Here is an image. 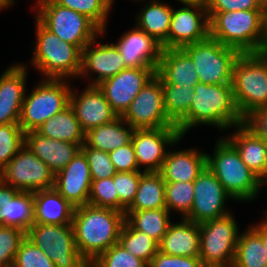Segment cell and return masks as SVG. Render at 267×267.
<instances>
[{
  "label": "cell",
  "mask_w": 267,
  "mask_h": 267,
  "mask_svg": "<svg viewBox=\"0 0 267 267\" xmlns=\"http://www.w3.org/2000/svg\"><path fill=\"white\" fill-rule=\"evenodd\" d=\"M69 104L85 133L118 117L97 85H87L80 94L72 86Z\"/></svg>",
  "instance_id": "obj_19"
},
{
  "label": "cell",
  "mask_w": 267,
  "mask_h": 267,
  "mask_svg": "<svg viewBox=\"0 0 267 267\" xmlns=\"http://www.w3.org/2000/svg\"><path fill=\"white\" fill-rule=\"evenodd\" d=\"M194 90L195 96L188 110V132L198 125H211L225 134V131H229L233 126L243 123L231 84L198 82Z\"/></svg>",
  "instance_id": "obj_3"
},
{
  "label": "cell",
  "mask_w": 267,
  "mask_h": 267,
  "mask_svg": "<svg viewBox=\"0 0 267 267\" xmlns=\"http://www.w3.org/2000/svg\"><path fill=\"white\" fill-rule=\"evenodd\" d=\"M267 10L264 0H209L207 12Z\"/></svg>",
  "instance_id": "obj_47"
},
{
  "label": "cell",
  "mask_w": 267,
  "mask_h": 267,
  "mask_svg": "<svg viewBox=\"0 0 267 267\" xmlns=\"http://www.w3.org/2000/svg\"><path fill=\"white\" fill-rule=\"evenodd\" d=\"M144 172H117L113 182L118 193V210L125 213L135 199L140 178Z\"/></svg>",
  "instance_id": "obj_41"
},
{
  "label": "cell",
  "mask_w": 267,
  "mask_h": 267,
  "mask_svg": "<svg viewBox=\"0 0 267 267\" xmlns=\"http://www.w3.org/2000/svg\"><path fill=\"white\" fill-rule=\"evenodd\" d=\"M83 267H98V266L93 262H87Z\"/></svg>",
  "instance_id": "obj_57"
},
{
  "label": "cell",
  "mask_w": 267,
  "mask_h": 267,
  "mask_svg": "<svg viewBox=\"0 0 267 267\" xmlns=\"http://www.w3.org/2000/svg\"><path fill=\"white\" fill-rule=\"evenodd\" d=\"M259 224H251L250 226L260 235L265 250H266V255L265 258L267 259V222L265 220H262L258 222Z\"/></svg>",
  "instance_id": "obj_52"
},
{
  "label": "cell",
  "mask_w": 267,
  "mask_h": 267,
  "mask_svg": "<svg viewBox=\"0 0 267 267\" xmlns=\"http://www.w3.org/2000/svg\"><path fill=\"white\" fill-rule=\"evenodd\" d=\"M113 44L122 54L126 68L158 67L159 65L161 44L137 26L125 32Z\"/></svg>",
  "instance_id": "obj_21"
},
{
  "label": "cell",
  "mask_w": 267,
  "mask_h": 267,
  "mask_svg": "<svg viewBox=\"0 0 267 267\" xmlns=\"http://www.w3.org/2000/svg\"><path fill=\"white\" fill-rule=\"evenodd\" d=\"M43 78L25 98L19 125L24 133L36 131L44 122L69 105L71 80ZM69 82V83H68Z\"/></svg>",
  "instance_id": "obj_7"
},
{
  "label": "cell",
  "mask_w": 267,
  "mask_h": 267,
  "mask_svg": "<svg viewBox=\"0 0 267 267\" xmlns=\"http://www.w3.org/2000/svg\"><path fill=\"white\" fill-rule=\"evenodd\" d=\"M34 223L48 225L72 224L75 207L54 187L33 192Z\"/></svg>",
  "instance_id": "obj_28"
},
{
  "label": "cell",
  "mask_w": 267,
  "mask_h": 267,
  "mask_svg": "<svg viewBox=\"0 0 267 267\" xmlns=\"http://www.w3.org/2000/svg\"><path fill=\"white\" fill-rule=\"evenodd\" d=\"M36 132L58 141L75 144L85 143V132L82 129L70 104L61 112L44 122Z\"/></svg>",
  "instance_id": "obj_31"
},
{
  "label": "cell",
  "mask_w": 267,
  "mask_h": 267,
  "mask_svg": "<svg viewBox=\"0 0 267 267\" xmlns=\"http://www.w3.org/2000/svg\"><path fill=\"white\" fill-rule=\"evenodd\" d=\"M55 174L26 145L0 171V180L21 191L36 192L54 187Z\"/></svg>",
  "instance_id": "obj_12"
},
{
  "label": "cell",
  "mask_w": 267,
  "mask_h": 267,
  "mask_svg": "<svg viewBox=\"0 0 267 267\" xmlns=\"http://www.w3.org/2000/svg\"><path fill=\"white\" fill-rule=\"evenodd\" d=\"M34 224L33 192H19L9 199L7 226L17 227L26 233Z\"/></svg>",
  "instance_id": "obj_37"
},
{
  "label": "cell",
  "mask_w": 267,
  "mask_h": 267,
  "mask_svg": "<svg viewBox=\"0 0 267 267\" xmlns=\"http://www.w3.org/2000/svg\"><path fill=\"white\" fill-rule=\"evenodd\" d=\"M25 145V133L19 123L0 125V171Z\"/></svg>",
  "instance_id": "obj_40"
},
{
  "label": "cell",
  "mask_w": 267,
  "mask_h": 267,
  "mask_svg": "<svg viewBox=\"0 0 267 267\" xmlns=\"http://www.w3.org/2000/svg\"><path fill=\"white\" fill-rule=\"evenodd\" d=\"M265 252L260 235L249 226L239 234L232 267H267Z\"/></svg>",
  "instance_id": "obj_34"
},
{
  "label": "cell",
  "mask_w": 267,
  "mask_h": 267,
  "mask_svg": "<svg viewBox=\"0 0 267 267\" xmlns=\"http://www.w3.org/2000/svg\"><path fill=\"white\" fill-rule=\"evenodd\" d=\"M232 89L236 107L244 117L267 106V53H240L233 64Z\"/></svg>",
  "instance_id": "obj_6"
},
{
  "label": "cell",
  "mask_w": 267,
  "mask_h": 267,
  "mask_svg": "<svg viewBox=\"0 0 267 267\" xmlns=\"http://www.w3.org/2000/svg\"><path fill=\"white\" fill-rule=\"evenodd\" d=\"M81 150L87 157L92 180H100L113 177L117 171L110 160L109 152L88 147L85 143Z\"/></svg>",
  "instance_id": "obj_46"
},
{
  "label": "cell",
  "mask_w": 267,
  "mask_h": 267,
  "mask_svg": "<svg viewBox=\"0 0 267 267\" xmlns=\"http://www.w3.org/2000/svg\"><path fill=\"white\" fill-rule=\"evenodd\" d=\"M184 6H199L207 8L209 0H176Z\"/></svg>",
  "instance_id": "obj_53"
},
{
  "label": "cell",
  "mask_w": 267,
  "mask_h": 267,
  "mask_svg": "<svg viewBox=\"0 0 267 267\" xmlns=\"http://www.w3.org/2000/svg\"><path fill=\"white\" fill-rule=\"evenodd\" d=\"M35 11V17L48 30L81 50L96 37L102 36V30L87 16L54 1L40 5Z\"/></svg>",
  "instance_id": "obj_9"
},
{
  "label": "cell",
  "mask_w": 267,
  "mask_h": 267,
  "mask_svg": "<svg viewBox=\"0 0 267 267\" xmlns=\"http://www.w3.org/2000/svg\"><path fill=\"white\" fill-rule=\"evenodd\" d=\"M98 267H148V264L126 251L118 243L101 253L94 261Z\"/></svg>",
  "instance_id": "obj_43"
},
{
  "label": "cell",
  "mask_w": 267,
  "mask_h": 267,
  "mask_svg": "<svg viewBox=\"0 0 267 267\" xmlns=\"http://www.w3.org/2000/svg\"><path fill=\"white\" fill-rule=\"evenodd\" d=\"M111 6H113V2L115 1V0H106ZM131 1H134V2H140V3H142L144 0H131ZM142 1V2H141Z\"/></svg>",
  "instance_id": "obj_56"
},
{
  "label": "cell",
  "mask_w": 267,
  "mask_h": 267,
  "mask_svg": "<svg viewBox=\"0 0 267 267\" xmlns=\"http://www.w3.org/2000/svg\"><path fill=\"white\" fill-rule=\"evenodd\" d=\"M230 199L234 200L206 166L194 180V202L184 218L200 224L224 217L231 213L225 208Z\"/></svg>",
  "instance_id": "obj_15"
},
{
  "label": "cell",
  "mask_w": 267,
  "mask_h": 267,
  "mask_svg": "<svg viewBox=\"0 0 267 267\" xmlns=\"http://www.w3.org/2000/svg\"><path fill=\"white\" fill-rule=\"evenodd\" d=\"M88 204L118 210V193L113 177L92 180Z\"/></svg>",
  "instance_id": "obj_44"
},
{
  "label": "cell",
  "mask_w": 267,
  "mask_h": 267,
  "mask_svg": "<svg viewBox=\"0 0 267 267\" xmlns=\"http://www.w3.org/2000/svg\"><path fill=\"white\" fill-rule=\"evenodd\" d=\"M26 237L49 257L55 267H83L88 262L76 248L72 224L34 223Z\"/></svg>",
  "instance_id": "obj_11"
},
{
  "label": "cell",
  "mask_w": 267,
  "mask_h": 267,
  "mask_svg": "<svg viewBox=\"0 0 267 267\" xmlns=\"http://www.w3.org/2000/svg\"><path fill=\"white\" fill-rule=\"evenodd\" d=\"M164 107L168 119L178 128L181 136L188 132V110L195 96L193 87L162 84Z\"/></svg>",
  "instance_id": "obj_32"
},
{
  "label": "cell",
  "mask_w": 267,
  "mask_h": 267,
  "mask_svg": "<svg viewBox=\"0 0 267 267\" xmlns=\"http://www.w3.org/2000/svg\"><path fill=\"white\" fill-rule=\"evenodd\" d=\"M156 74L160 77L162 84L194 88L199 82L193 61L182 48L162 49Z\"/></svg>",
  "instance_id": "obj_27"
},
{
  "label": "cell",
  "mask_w": 267,
  "mask_h": 267,
  "mask_svg": "<svg viewBox=\"0 0 267 267\" xmlns=\"http://www.w3.org/2000/svg\"><path fill=\"white\" fill-rule=\"evenodd\" d=\"M122 118L133 129L176 127L166 115L164 92L157 74L141 89Z\"/></svg>",
  "instance_id": "obj_13"
},
{
  "label": "cell",
  "mask_w": 267,
  "mask_h": 267,
  "mask_svg": "<svg viewBox=\"0 0 267 267\" xmlns=\"http://www.w3.org/2000/svg\"><path fill=\"white\" fill-rule=\"evenodd\" d=\"M124 222L125 213L113 208L90 204L76 207L72 220L76 248L88 262H93L118 243Z\"/></svg>",
  "instance_id": "obj_1"
},
{
  "label": "cell",
  "mask_w": 267,
  "mask_h": 267,
  "mask_svg": "<svg viewBox=\"0 0 267 267\" xmlns=\"http://www.w3.org/2000/svg\"><path fill=\"white\" fill-rule=\"evenodd\" d=\"M19 192L0 180V226H7L9 199H13Z\"/></svg>",
  "instance_id": "obj_51"
},
{
  "label": "cell",
  "mask_w": 267,
  "mask_h": 267,
  "mask_svg": "<svg viewBox=\"0 0 267 267\" xmlns=\"http://www.w3.org/2000/svg\"><path fill=\"white\" fill-rule=\"evenodd\" d=\"M206 166L236 202H251L261 193L262 180L246 166L236 148L224 137L215 141L212 155L206 153Z\"/></svg>",
  "instance_id": "obj_4"
},
{
  "label": "cell",
  "mask_w": 267,
  "mask_h": 267,
  "mask_svg": "<svg viewBox=\"0 0 267 267\" xmlns=\"http://www.w3.org/2000/svg\"><path fill=\"white\" fill-rule=\"evenodd\" d=\"M254 135L267 140V106L256 108L243 117L242 123Z\"/></svg>",
  "instance_id": "obj_50"
},
{
  "label": "cell",
  "mask_w": 267,
  "mask_h": 267,
  "mask_svg": "<svg viewBox=\"0 0 267 267\" xmlns=\"http://www.w3.org/2000/svg\"><path fill=\"white\" fill-rule=\"evenodd\" d=\"M27 65H10L0 75V125L18 123L27 91Z\"/></svg>",
  "instance_id": "obj_22"
},
{
  "label": "cell",
  "mask_w": 267,
  "mask_h": 267,
  "mask_svg": "<svg viewBox=\"0 0 267 267\" xmlns=\"http://www.w3.org/2000/svg\"><path fill=\"white\" fill-rule=\"evenodd\" d=\"M26 232L10 226H0V267H12L15 255Z\"/></svg>",
  "instance_id": "obj_42"
},
{
  "label": "cell",
  "mask_w": 267,
  "mask_h": 267,
  "mask_svg": "<svg viewBox=\"0 0 267 267\" xmlns=\"http://www.w3.org/2000/svg\"><path fill=\"white\" fill-rule=\"evenodd\" d=\"M60 6L74 10L91 19L106 34L107 18L112 6L106 0H53Z\"/></svg>",
  "instance_id": "obj_38"
},
{
  "label": "cell",
  "mask_w": 267,
  "mask_h": 267,
  "mask_svg": "<svg viewBox=\"0 0 267 267\" xmlns=\"http://www.w3.org/2000/svg\"><path fill=\"white\" fill-rule=\"evenodd\" d=\"M235 132L224 136L237 150L241 160L261 180L267 176V143L254 135L243 124L236 125Z\"/></svg>",
  "instance_id": "obj_26"
},
{
  "label": "cell",
  "mask_w": 267,
  "mask_h": 267,
  "mask_svg": "<svg viewBox=\"0 0 267 267\" xmlns=\"http://www.w3.org/2000/svg\"><path fill=\"white\" fill-rule=\"evenodd\" d=\"M36 41L30 65L44 78H78L81 70L82 50L61 40L48 30L36 17Z\"/></svg>",
  "instance_id": "obj_5"
},
{
  "label": "cell",
  "mask_w": 267,
  "mask_h": 267,
  "mask_svg": "<svg viewBox=\"0 0 267 267\" xmlns=\"http://www.w3.org/2000/svg\"><path fill=\"white\" fill-rule=\"evenodd\" d=\"M264 216H265V217H264V220L267 222V213H265Z\"/></svg>",
  "instance_id": "obj_59"
},
{
  "label": "cell",
  "mask_w": 267,
  "mask_h": 267,
  "mask_svg": "<svg viewBox=\"0 0 267 267\" xmlns=\"http://www.w3.org/2000/svg\"><path fill=\"white\" fill-rule=\"evenodd\" d=\"M109 157L117 172L140 171L132 142L110 151Z\"/></svg>",
  "instance_id": "obj_48"
},
{
  "label": "cell",
  "mask_w": 267,
  "mask_h": 267,
  "mask_svg": "<svg viewBox=\"0 0 267 267\" xmlns=\"http://www.w3.org/2000/svg\"><path fill=\"white\" fill-rule=\"evenodd\" d=\"M209 36L240 53L267 47V10L207 12Z\"/></svg>",
  "instance_id": "obj_2"
},
{
  "label": "cell",
  "mask_w": 267,
  "mask_h": 267,
  "mask_svg": "<svg viewBox=\"0 0 267 267\" xmlns=\"http://www.w3.org/2000/svg\"><path fill=\"white\" fill-rule=\"evenodd\" d=\"M97 40L98 37L82 49L81 70L78 77L84 76L83 78L88 79L90 82L88 85H98L103 80L127 69L122 54L113 43L102 44Z\"/></svg>",
  "instance_id": "obj_18"
},
{
  "label": "cell",
  "mask_w": 267,
  "mask_h": 267,
  "mask_svg": "<svg viewBox=\"0 0 267 267\" xmlns=\"http://www.w3.org/2000/svg\"><path fill=\"white\" fill-rule=\"evenodd\" d=\"M157 68H127L97 86L118 117H122L141 89L156 75Z\"/></svg>",
  "instance_id": "obj_16"
},
{
  "label": "cell",
  "mask_w": 267,
  "mask_h": 267,
  "mask_svg": "<svg viewBox=\"0 0 267 267\" xmlns=\"http://www.w3.org/2000/svg\"><path fill=\"white\" fill-rule=\"evenodd\" d=\"M167 208L125 211V219L136 229L146 233L158 244L165 235L172 218Z\"/></svg>",
  "instance_id": "obj_35"
},
{
  "label": "cell",
  "mask_w": 267,
  "mask_h": 267,
  "mask_svg": "<svg viewBox=\"0 0 267 267\" xmlns=\"http://www.w3.org/2000/svg\"><path fill=\"white\" fill-rule=\"evenodd\" d=\"M236 221L231 212L199 224V258L204 267H232L241 233Z\"/></svg>",
  "instance_id": "obj_8"
},
{
  "label": "cell",
  "mask_w": 267,
  "mask_h": 267,
  "mask_svg": "<svg viewBox=\"0 0 267 267\" xmlns=\"http://www.w3.org/2000/svg\"><path fill=\"white\" fill-rule=\"evenodd\" d=\"M165 181L160 172H144L140 178L136 196L126 211L164 209Z\"/></svg>",
  "instance_id": "obj_33"
},
{
  "label": "cell",
  "mask_w": 267,
  "mask_h": 267,
  "mask_svg": "<svg viewBox=\"0 0 267 267\" xmlns=\"http://www.w3.org/2000/svg\"><path fill=\"white\" fill-rule=\"evenodd\" d=\"M206 167V153L198 149L169 150L160 174L165 182H192Z\"/></svg>",
  "instance_id": "obj_24"
},
{
  "label": "cell",
  "mask_w": 267,
  "mask_h": 267,
  "mask_svg": "<svg viewBox=\"0 0 267 267\" xmlns=\"http://www.w3.org/2000/svg\"><path fill=\"white\" fill-rule=\"evenodd\" d=\"M118 244L148 265L159 250L158 243L153 238L136 230L126 219L119 234Z\"/></svg>",
  "instance_id": "obj_36"
},
{
  "label": "cell",
  "mask_w": 267,
  "mask_h": 267,
  "mask_svg": "<svg viewBox=\"0 0 267 267\" xmlns=\"http://www.w3.org/2000/svg\"><path fill=\"white\" fill-rule=\"evenodd\" d=\"M91 183L89 163L82 150L54 177V188L75 208L88 204Z\"/></svg>",
  "instance_id": "obj_20"
},
{
  "label": "cell",
  "mask_w": 267,
  "mask_h": 267,
  "mask_svg": "<svg viewBox=\"0 0 267 267\" xmlns=\"http://www.w3.org/2000/svg\"><path fill=\"white\" fill-rule=\"evenodd\" d=\"M126 126V127H125ZM134 129L122 117L85 133V144L105 152L116 150L131 142Z\"/></svg>",
  "instance_id": "obj_30"
},
{
  "label": "cell",
  "mask_w": 267,
  "mask_h": 267,
  "mask_svg": "<svg viewBox=\"0 0 267 267\" xmlns=\"http://www.w3.org/2000/svg\"><path fill=\"white\" fill-rule=\"evenodd\" d=\"M267 185V176L262 180V186Z\"/></svg>",
  "instance_id": "obj_58"
},
{
  "label": "cell",
  "mask_w": 267,
  "mask_h": 267,
  "mask_svg": "<svg viewBox=\"0 0 267 267\" xmlns=\"http://www.w3.org/2000/svg\"><path fill=\"white\" fill-rule=\"evenodd\" d=\"M9 7L11 8L10 0H0V11Z\"/></svg>",
  "instance_id": "obj_55"
},
{
  "label": "cell",
  "mask_w": 267,
  "mask_h": 267,
  "mask_svg": "<svg viewBox=\"0 0 267 267\" xmlns=\"http://www.w3.org/2000/svg\"><path fill=\"white\" fill-rule=\"evenodd\" d=\"M12 267H55V264L26 237L19 246Z\"/></svg>",
  "instance_id": "obj_45"
},
{
  "label": "cell",
  "mask_w": 267,
  "mask_h": 267,
  "mask_svg": "<svg viewBox=\"0 0 267 267\" xmlns=\"http://www.w3.org/2000/svg\"><path fill=\"white\" fill-rule=\"evenodd\" d=\"M49 1H53V0H36V2H35L36 4H34L35 5L34 8L37 9L40 5H42L46 2H49ZM10 4H11V6H13L15 4V0H10Z\"/></svg>",
  "instance_id": "obj_54"
},
{
  "label": "cell",
  "mask_w": 267,
  "mask_h": 267,
  "mask_svg": "<svg viewBox=\"0 0 267 267\" xmlns=\"http://www.w3.org/2000/svg\"><path fill=\"white\" fill-rule=\"evenodd\" d=\"M171 222L165 235L158 244L159 251L173 256L199 257V224L185 218Z\"/></svg>",
  "instance_id": "obj_25"
},
{
  "label": "cell",
  "mask_w": 267,
  "mask_h": 267,
  "mask_svg": "<svg viewBox=\"0 0 267 267\" xmlns=\"http://www.w3.org/2000/svg\"><path fill=\"white\" fill-rule=\"evenodd\" d=\"M209 36L207 8L183 6L173 8L168 32V49H181Z\"/></svg>",
  "instance_id": "obj_17"
},
{
  "label": "cell",
  "mask_w": 267,
  "mask_h": 267,
  "mask_svg": "<svg viewBox=\"0 0 267 267\" xmlns=\"http://www.w3.org/2000/svg\"><path fill=\"white\" fill-rule=\"evenodd\" d=\"M194 202V181L165 182V203L170 213L174 211L184 218Z\"/></svg>",
  "instance_id": "obj_39"
},
{
  "label": "cell",
  "mask_w": 267,
  "mask_h": 267,
  "mask_svg": "<svg viewBox=\"0 0 267 267\" xmlns=\"http://www.w3.org/2000/svg\"><path fill=\"white\" fill-rule=\"evenodd\" d=\"M182 139L177 127L134 129L131 142L139 170L143 167V172H160L167 149Z\"/></svg>",
  "instance_id": "obj_14"
},
{
  "label": "cell",
  "mask_w": 267,
  "mask_h": 267,
  "mask_svg": "<svg viewBox=\"0 0 267 267\" xmlns=\"http://www.w3.org/2000/svg\"><path fill=\"white\" fill-rule=\"evenodd\" d=\"M192 59L199 82L231 84L232 69L240 52L208 36L205 40L182 48Z\"/></svg>",
  "instance_id": "obj_10"
},
{
  "label": "cell",
  "mask_w": 267,
  "mask_h": 267,
  "mask_svg": "<svg viewBox=\"0 0 267 267\" xmlns=\"http://www.w3.org/2000/svg\"><path fill=\"white\" fill-rule=\"evenodd\" d=\"M25 145L56 174L67 166L83 144L58 141L29 131L25 133Z\"/></svg>",
  "instance_id": "obj_23"
},
{
  "label": "cell",
  "mask_w": 267,
  "mask_h": 267,
  "mask_svg": "<svg viewBox=\"0 0 267 267\" xmlns=\"http://www.w3.org/2000/svg\"><path fill=\"white\" fill-rule=\"evenodd\" d=\"M148 267H204L199 257L173 256L158 250Z\"/></svg>",
  "instance_id": "obj_49"
},
{
  "label": "cell",
  "mask_w": 267,
  "mask_h": 267,
  "mask_svg": "<svg viewBox=\"0 0 267 267\" xmlns=\"http://www.w3.org/2000/svg\"><path fill=\"white\" fill-rule=\"evenodd\" d=\"M173 7L160 0H149L137 14L136 25L158 41L162 49H168V32L170 29Z\"/></svg>",
  "instance_id": "obj_29"
}]
</instances>
